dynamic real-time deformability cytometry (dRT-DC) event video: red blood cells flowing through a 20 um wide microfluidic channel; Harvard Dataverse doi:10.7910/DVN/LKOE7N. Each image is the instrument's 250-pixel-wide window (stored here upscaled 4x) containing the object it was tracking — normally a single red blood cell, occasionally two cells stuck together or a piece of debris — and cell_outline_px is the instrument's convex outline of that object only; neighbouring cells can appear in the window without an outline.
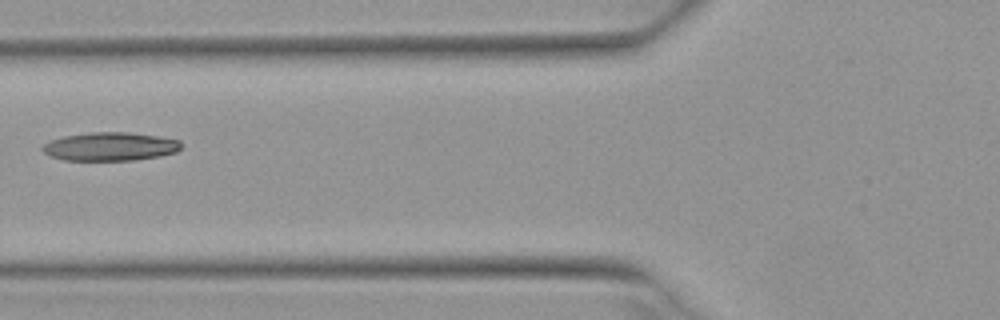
{"species": "Egyptian fruit bat (a non-hibernating species)", "species_latin": "Rousettus aegyptiacus", "temperature_condition": "warm", "stored_images_in_passage": 3, "camera_frame_rate_fps": 3000, "um_per_image_px": 0.085, "animal": {"sex": "female"}, "frame": {"image": 1, "passage_image": 3, "time_ms": 0.667, "image_size_px": [1000, 320], "cell_outline_px": [[180, 148], [176, 152], [160, 156], [132, 160], [64, 160], [48, 156], [40, 148], [44, 144], [52, 140], [64, 136], [92, 132], [128, 132], [156, 136], [180, 140]], "centroid_in_image_um": [9.34, 12.46], "position_along_channel_um": 116.5, "area_um2": 22.89}}